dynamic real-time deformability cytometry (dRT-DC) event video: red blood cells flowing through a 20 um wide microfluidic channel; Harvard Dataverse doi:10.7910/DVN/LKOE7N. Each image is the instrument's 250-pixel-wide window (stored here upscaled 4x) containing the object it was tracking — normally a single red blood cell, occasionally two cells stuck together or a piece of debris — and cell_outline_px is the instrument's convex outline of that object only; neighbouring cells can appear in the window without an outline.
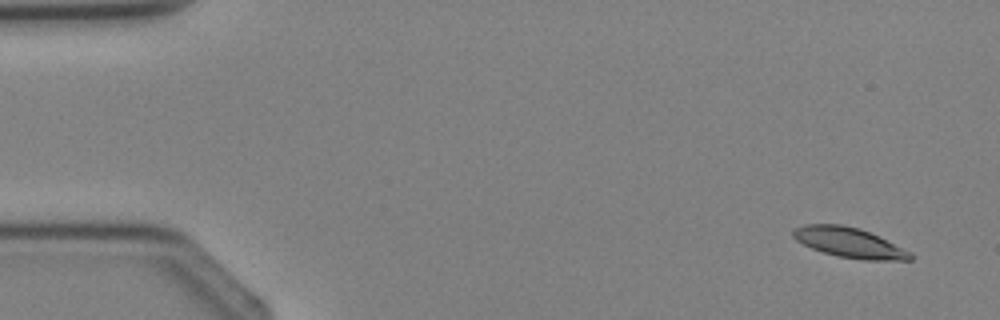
{"species": "Egyptian fruit bat (a non-hibernating species)", "species_latin": "Rousettus aegyptiacus", "temperature_condition": "cold", "stored_images_in_passage": 3, "camera_frame_rate_fps": 3000, "um_per_image_px": 0.085, "animal": {"sex": "female"}, "frame": {"image": 1, "passage_image": 1, "time_ms": 0.0, "image_size_px": [1000, 320], "cell_outline_px": [[912, 260], [864, 260], [836, 256], [812, 248], [796, 240], [792, 236], [792, 232], [796, 228], [804, 224], [840, 224], [860, 228], [880, 236], [912, 252]], "centroid_in_image_um": [72.22, 20.62], "position_along_channel_um": 12.8, "area_um2": 20.58}}